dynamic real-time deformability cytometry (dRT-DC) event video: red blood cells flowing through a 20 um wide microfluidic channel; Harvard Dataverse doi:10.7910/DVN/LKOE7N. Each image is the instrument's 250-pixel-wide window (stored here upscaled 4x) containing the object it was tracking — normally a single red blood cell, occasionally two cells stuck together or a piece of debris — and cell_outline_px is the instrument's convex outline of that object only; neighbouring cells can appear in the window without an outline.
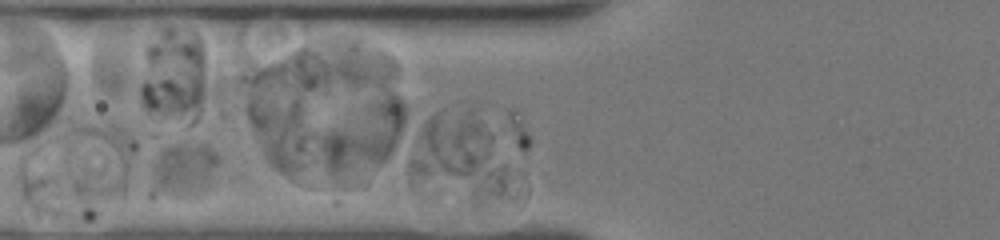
{"species": "human", "species_latin": "Homo sapiens", "temperature_condition": "room temperature", "stored_images_in_passage": 6, "camera_frame_rate_fps": 3000, "um_per_image_px": 0.085, "donor": {"sex": "female"}, "frame": {"image": 1, "passage_image": 2, "time_ms": 0.333, "image_size_px": [1000, 240], "cell_outline_px": [[216, 164], [212, 176], [204, 188], [196, 196], [152, 200], [148, 196], [148, 192], [156, 164], [164, 148], [176, 144], [204, 144], [212, 148], [216, 152]], "centroid_in_image_um": [15.5, 14.57], "position_along_channel_um": 110.3, "area_um2": 21.33}}